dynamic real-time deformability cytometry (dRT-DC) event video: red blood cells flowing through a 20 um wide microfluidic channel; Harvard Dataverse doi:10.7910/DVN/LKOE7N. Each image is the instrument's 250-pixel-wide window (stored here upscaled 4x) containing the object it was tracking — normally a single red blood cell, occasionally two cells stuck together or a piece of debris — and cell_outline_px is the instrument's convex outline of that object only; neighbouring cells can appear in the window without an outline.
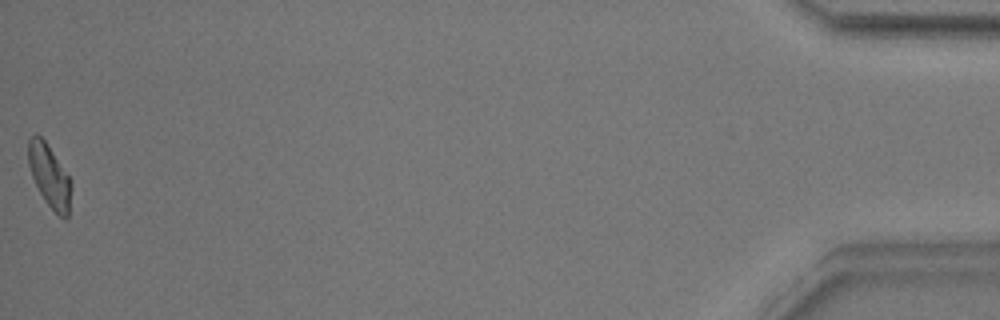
{"species": "common noctule bat (a hibernating species)", "species_latin": "Nyctalus noctula", "temperature_condition": "warm", "stored_images_in_passage": 40, "camera_frame_rate_fps": 3000, "um_per_image_px": 0.085, "animal": {"sex": "male", "body_mass_g": 17.9}, "frame": {"image": 1, "passage_image": 40, "time_ms": 13.0, "image_size_px": [1000, 320], "cell_outline_px": [[72, 188], [68, 216], [64, 220], [44, 200], [32, 176], [28, 164], [28, 140], [36, 132], [44, 140], [72, 180]], "centroid_in_image_um": [4.22, 14.95], "position_along_channel_um": 431.0, "area_um2": 15.61}, "authors_computed_cell_mechanics": {"area_um2": 16.2996, "velocity_mm_per_s": 3.8338, "shape_relaxation_time_tau1_ms": 3.129, "shape_relaxation_time_tau2_ms": 3.0791, "deformation_change_tau1": 0.1629, "deformation_change_tau2": 0.1185}}